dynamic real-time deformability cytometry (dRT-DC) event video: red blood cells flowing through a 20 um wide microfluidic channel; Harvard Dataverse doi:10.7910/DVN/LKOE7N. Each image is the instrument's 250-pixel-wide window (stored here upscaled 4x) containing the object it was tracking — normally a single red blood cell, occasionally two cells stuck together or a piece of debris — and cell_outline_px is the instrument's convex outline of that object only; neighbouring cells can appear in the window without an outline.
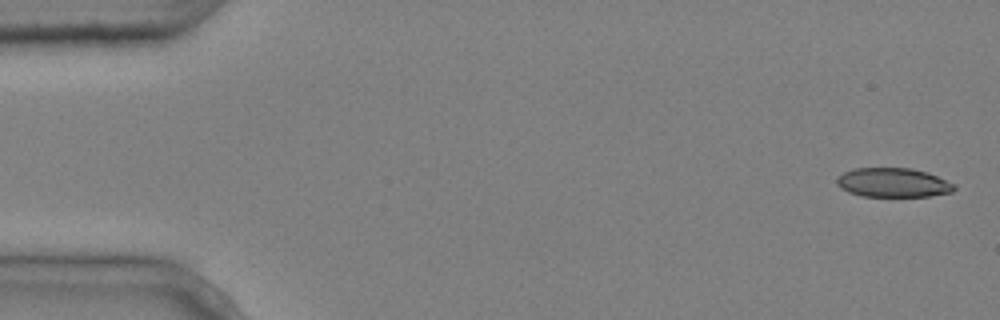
{"species": "common noctule bat (a hibernating species)", "species_latin": "Nyctalus noctula", "temperature_condition": "cold", "stored_images_in_passage": 4, "camera_frame_rate_fps": 3000, "um_per_image_px": 0.085, "animal": {"sex": "male", "body_mass_g": 20.4}, "frame": {"image": 1, "passage_image": 1, "time_ms": 0.0, "image_size_px": [1000, 320], "cell_outline_px": [[956, 188], [952, 192], [928, 196], [860, 196], [848, 192], [840, 188], [836, 184], [836, 176], [844, 172], [856, 168], [912, 168], [928, 172], [956, 184]], "centroid_in_image_um": [75.9, 15.52], "position_along_channel_um": 9.1, "area_um2": 20.17}}
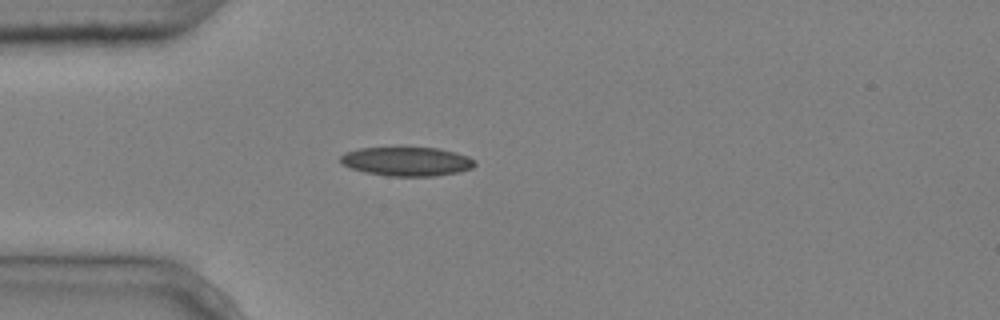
{"frame": {"image": 2, "passage_image": 4, "time_ms": 1.0, "image_size_px": [1000, 320], "cell_outline_px": [[476, 164], [472, 168], [460, 172], [432, 176], [388, 176], [364, 172], [340, 164], [340, 156], [344, 152], [360, 148], [400, 144], [440, 148], [456, 152], [468, 156], [476, 160]], "centroid_in_image_um": [34.56, 13.66], "position_along_channel_um": 50.4, "area_um2": 23.99}}